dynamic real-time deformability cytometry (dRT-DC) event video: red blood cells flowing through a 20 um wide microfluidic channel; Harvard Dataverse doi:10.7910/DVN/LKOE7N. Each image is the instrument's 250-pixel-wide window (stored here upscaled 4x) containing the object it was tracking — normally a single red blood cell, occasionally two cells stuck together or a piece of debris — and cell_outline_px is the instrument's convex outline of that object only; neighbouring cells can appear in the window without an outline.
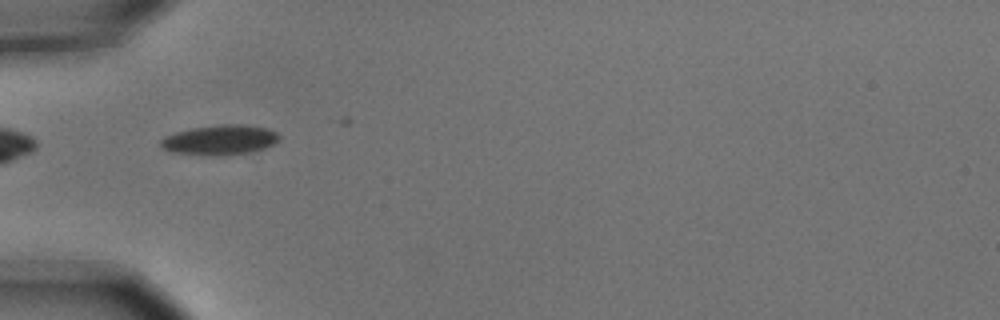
{"species": "common noctule bat (a hibernating species)", "species_latin": "Nyctalus noctula", "temperature_condition": "cold", "stored_images_in_passage": 6, "camera_frame_rate_fps": 3000, "um_per_image_px": 0.085, "animal": {"sex": "male", "body_mass_g": 15.6}, "frame": {"image": 1, "passage_image": 5, "time_ms": 1.333, "image_size_px": [1000, 320], "cell_outline_px": [[280, 136], [272, 144], [264, 148], [252, 152], [224, 156], [204, 156], [168, 152], [160, 144], [160, 140], [164, 136], [176, 132], [192, 128], [224, 124], [240, 124], [268, 128], [276, 132]], "centroid_in_image_um": [18.65, 11.91], "position_along_channel_um": 66.3, "area_um2": 20.87}}